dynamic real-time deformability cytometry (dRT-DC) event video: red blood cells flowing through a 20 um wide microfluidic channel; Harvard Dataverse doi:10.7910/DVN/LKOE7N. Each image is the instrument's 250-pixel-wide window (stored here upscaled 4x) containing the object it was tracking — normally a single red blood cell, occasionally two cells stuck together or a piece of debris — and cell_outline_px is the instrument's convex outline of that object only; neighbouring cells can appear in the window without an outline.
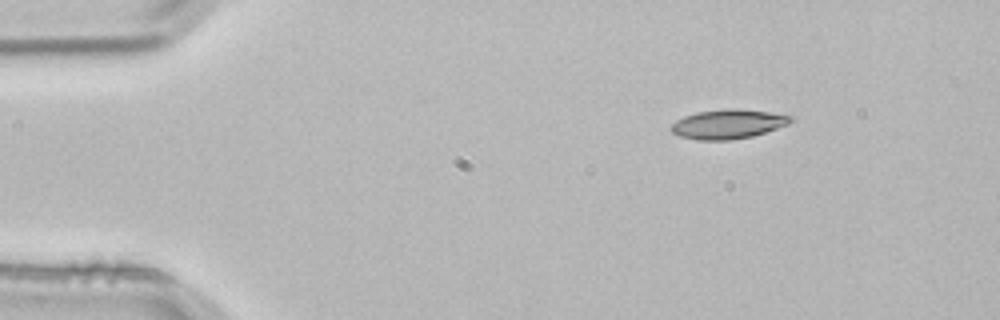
{"species": "common noctule bat (a hibernating species)", "species_latin": "Nyctalus noctula", "temperature_condition": "room temperature", "stored_images_in_passage": 5, "camera_frame_rate_fps": 3000, "um_per_image_px": 0.085, "animal": {"sex": "male", "body_mass_g": 21.5, "forearm_length_mm": 52.0}, "frame": {"image": 1, "passage_image": 5, "time_ms": 1.333, "image_size_px": [1000, 320], "cell_outline_px": [[792, 120], [788, 124], [752, 136], [728, 140], [696, 140], [680, 136], [672, 132], [668, 128], [676, 120], [684, 116], [696, 112], [728, 108], [768, 112], [792, 116]], "centroid_in_image_um": [61.82, 10.55], "position_along_channel_um": 23.2, "area_um2": 20.23}}